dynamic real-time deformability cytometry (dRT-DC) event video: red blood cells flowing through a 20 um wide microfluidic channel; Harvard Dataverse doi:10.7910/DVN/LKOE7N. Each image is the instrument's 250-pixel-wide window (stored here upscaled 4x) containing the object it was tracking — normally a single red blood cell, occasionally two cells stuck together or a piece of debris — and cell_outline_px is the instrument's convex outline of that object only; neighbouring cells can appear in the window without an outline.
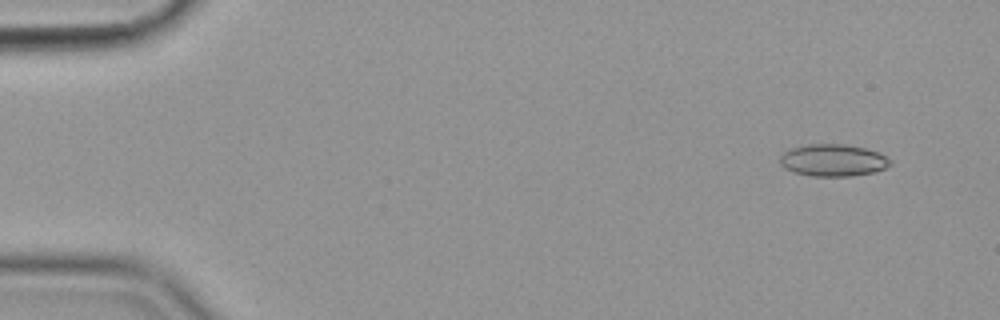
{"species": "common noctule bat (a hibernating species)", "species_latin": "Nyctalus noctula", "temperature_condition": "cold", "stored_images_in_passage": 52, "camera_frame_rate_fps": 3000, "um_per_image_px": 0.085, "animal": {"sex": "female", "body_mass_g": 19.9}, "frame": {"image": 1, "passage_image": 4, "time_ms": 1.0, "image_size_px": [1000, 320], "cell_outline_px": [[892, 164], [884, 168], [872, 172], [852, 176], [812, 176], [796, 172], [784, 168], [780, 164], [780, 156], [784, 152], [792, 148], [808, 144], [844, 144], [864, 148], [888, 156], [892, 160]], "centroid_in_image_um": [70.82, 13.62], "position_along_channel_um": 14.2, "area_um2": 20.52}}
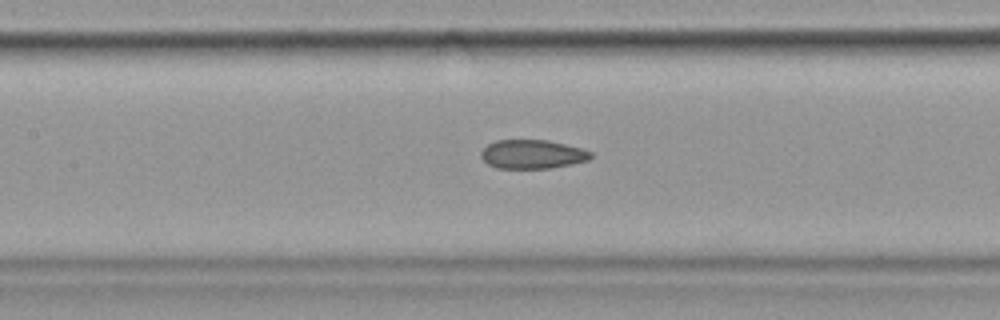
{"frame": {"image": 2, "passage_image": 26, "time_ms": 8.333, "image_size_px": [1000, 320], "cell_outline_px": [[592, 156], [588, 160], [572, 164], [552, 168], [496, 168], [488, 164], [480, 156], [480, 152], [488, 144], [496, 140], [548, 140], [580, 148], [592, 152]], "centroid_in_image_um": [45.23, 13.11], "position_along_channel_um": 162.2, "area_um2": 18.44}}
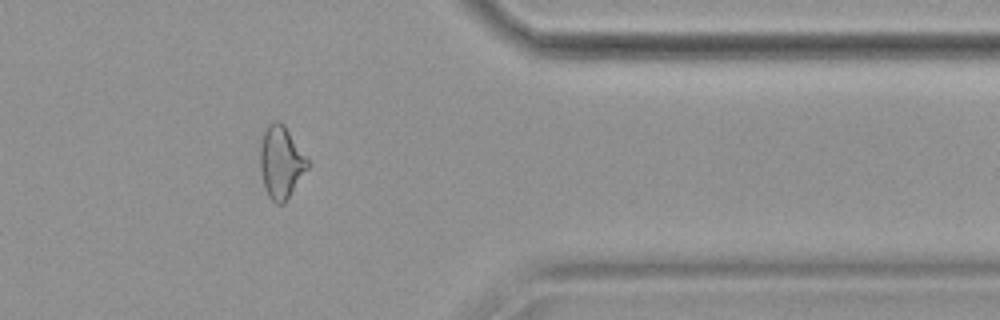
{"frame": {"image": 3, "passage_image": 46, "time_ms": 15.0, "image_size_px": [1000, 320], "cell_outline_px": [[308, 168], [284, 204], [276, 204], [268, 196], [264, 188], [260, 172], [260, 148], [264, 132], [268, 124], [272, 120], [280, 120], [284, 124], [308, 160]], "centroid_in_image_um": [23.86, 13.79], "position_along_channel_um": 387.5, "area_um2": 20.0}, "authors_computed_cell_mechanics": {"area_um2": 19.9988, "velocity_mm_per_s": 3.5908, "shape_relaxation_time_tau1_ms": null, "shape_relaxation_time_tau2_ms": 2.3585, "deformation_change_tau1": null, "deformation_change_tau2": 0.0927}}